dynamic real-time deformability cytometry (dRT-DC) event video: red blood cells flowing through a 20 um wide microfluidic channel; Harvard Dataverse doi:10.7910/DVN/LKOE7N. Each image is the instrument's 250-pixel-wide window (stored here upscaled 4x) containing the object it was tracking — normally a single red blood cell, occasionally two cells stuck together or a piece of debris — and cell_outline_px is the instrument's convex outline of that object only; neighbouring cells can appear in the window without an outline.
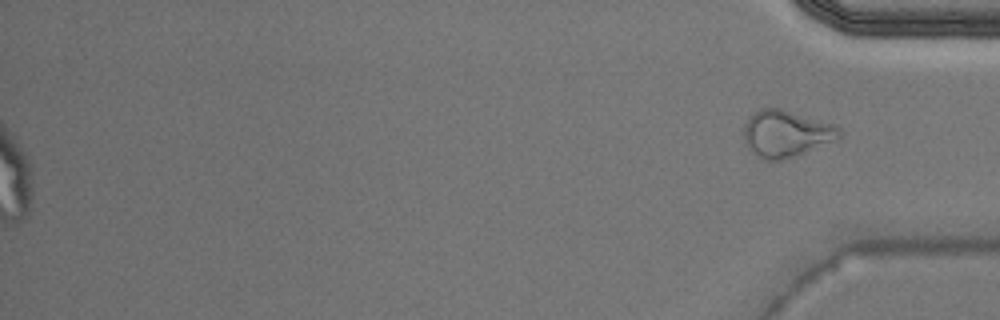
{"species": "Egyptian fruit bat (a non-hibernating species)", "species_latin": "Rousettus aegyptiacus", "temperature_condition": "warm", "stored_images_in_passage": 42, "camera_frame_rate_fps": 3000, "um_per_image_px": 0.085, "animal": {"sex": "male"}, "frame": {"image": 1, "passage_image": 42, "time_ms": 13.667, "image_size_px": [1000, 320], "cell_outline_px": [[840, 140], [796, 156], [784, 160], [768, 160], [752, 152], [744, 144], [744, 124], [748, 116], [752, 112], [760, 108], [780, 108], [836, 124], [840, 128]], "centroid_in_image_um": [66.84, 11.35], "position_along_channel_um": 368.4, "area_um2": 26.53}}